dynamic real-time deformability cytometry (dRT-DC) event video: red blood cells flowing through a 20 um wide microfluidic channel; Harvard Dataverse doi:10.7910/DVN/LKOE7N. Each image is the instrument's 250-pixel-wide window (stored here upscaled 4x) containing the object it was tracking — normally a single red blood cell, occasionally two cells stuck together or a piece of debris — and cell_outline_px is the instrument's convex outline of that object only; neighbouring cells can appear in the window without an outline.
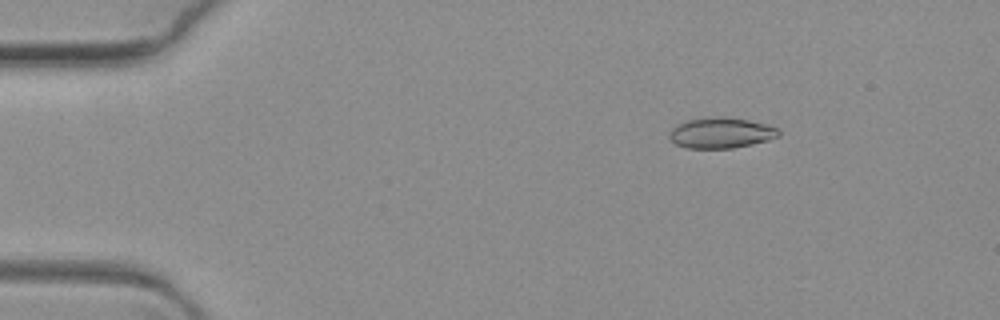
{"species": "common noctule bat (a hibernating species)", "species_latin": "Nyctalus noctula", "temperature_condition": "warm", "stored_images_in_passage": 4, "camera_frame_rate_fps": 3000, "um_per_image_px": 0.085, "animal": {"sex": "female", "body_mass_g": 19.3, "forearm_length_mm": 54.1}, "frame": {"image": 1, "passage_image": 1, "time_ms": 0.0, "image_size_px": [1000, 320], "cell_outline_px": [[780, 136], [768, 140], [752, 144], [732, 148], [688, 148], [676, 144], [668, 136], [668, 132], [676, 124], [684, 120], [712, 116], [724, 116], [748, 120], [780, 128]], "centroid_in_image_um": [61.27, 11.28], "position_along_channel_um": 23.7, "area_um2": 19.77}}